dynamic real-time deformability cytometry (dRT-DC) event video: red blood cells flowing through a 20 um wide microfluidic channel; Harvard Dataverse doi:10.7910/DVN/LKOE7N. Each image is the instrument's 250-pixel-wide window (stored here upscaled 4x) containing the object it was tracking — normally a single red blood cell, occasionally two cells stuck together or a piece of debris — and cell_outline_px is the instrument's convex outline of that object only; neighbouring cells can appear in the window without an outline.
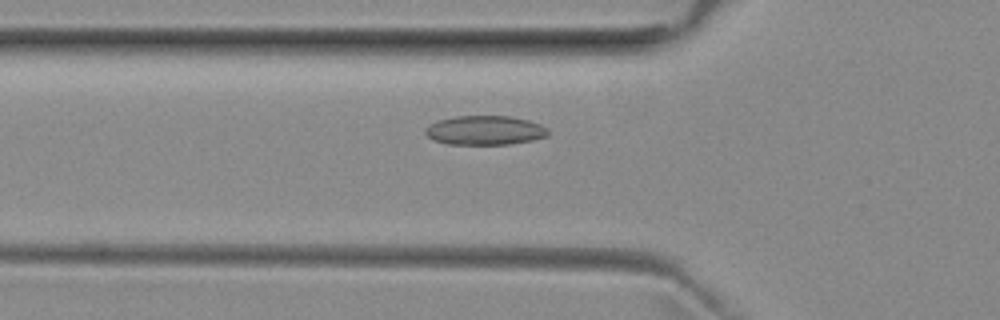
{"species": "common noctule bat (a hibernating species)", "species_latin": "Nyctalus noctula", "temperature_condition": "room temperature", "stored_images_in_passage": 52, "camera_frame_rate_fps": 3000, "um_per_image_px": 0.085, "animal": {"sex": "female", "body_mass_g": 29.2, "forearm_length_mm": 56.3}, "frame": {"image": 1, "passage_image": 18, "time_ms": 5.667, "image_size_px": [1000, 320], "cell_outline_px": [[548, 136], [532, 140], [508, 144], [448, 144], [432, 140], [424, 132], [424, 128], [428, 124], [440, 120], [456, 116], [508, 116], [528, 120], [540, 124], [548, 128]], "centroid_in_image_um": [41.2, 11.08], "position_along_channel_um": 84.6, "area_um2": 20.92}}
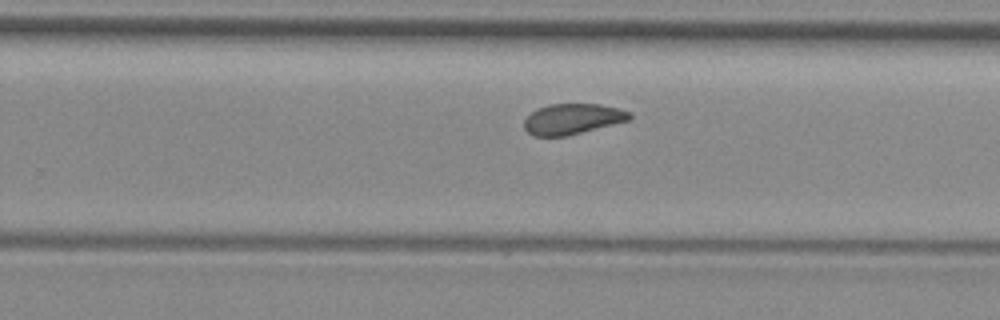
{"frame": {"image": 2, "passage_image": 33, "time_ms": 10.667, "image_size_px": [1000, 320], "cell_outline_px": [[632, 116], [628, 120], [568, 136], [532, 136], [524, 128], [524, 120], [536, 108], [548, 104], [600, 104], [620, 108], [632, 112]], "centroid_in_image_um": [48.66, 10.1], "position_along_channel_um": 281.1, "area_um2": 18.9}}
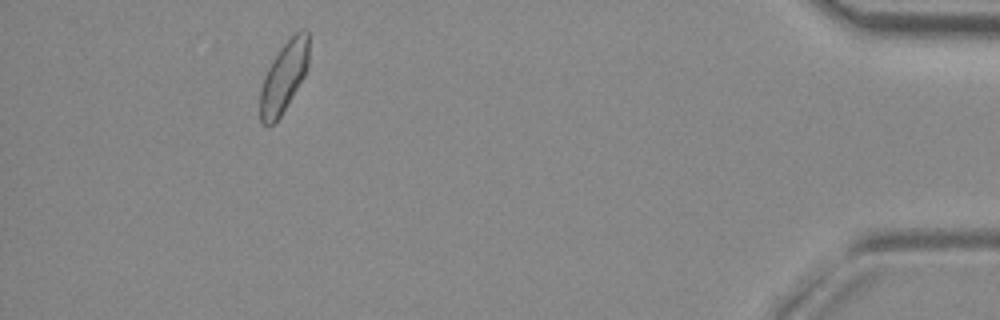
{"frame": {"image": 3, "passage_image": 48, "time_ms": 15.667, "image_size_px": [1000, 320], "cell_outline_px": [[308, 64], [304, 76], [280, 116], [268, 128], [260, 120], [260, 88], [264, 76], [272, 60], [280, 48], [296, 32], [308, 32]], "centroid_in_image_um": [24.09, 6.58], "position_along_channel_um": 411.1, "area_um2": 19.59}, "authors_computed_cell_mechanics": {"area_um2": 20.23, "velocity_mm_per_s": 3.9321, "shape_relaxation_time_tau1_ms": null, "shape_relaxation_time_tau2_ms": 4.2091, "deformation_change_tau1": null, "deformation_change_tau2": 0.1049}}